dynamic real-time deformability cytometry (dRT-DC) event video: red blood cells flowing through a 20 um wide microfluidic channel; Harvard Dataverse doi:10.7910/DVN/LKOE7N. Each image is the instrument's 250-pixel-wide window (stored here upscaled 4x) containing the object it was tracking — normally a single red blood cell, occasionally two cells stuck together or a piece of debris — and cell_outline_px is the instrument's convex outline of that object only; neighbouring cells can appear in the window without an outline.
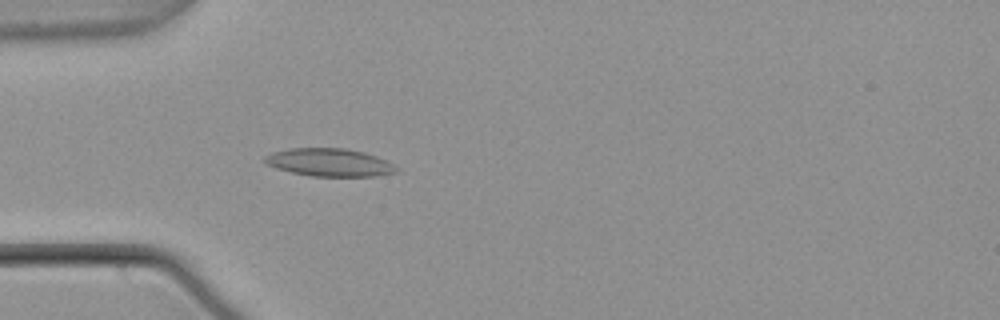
{"species": "common noctule bat (a hibernating species)", "species_latin": "Nyctalus noctula", "temperature_condition": "warm", "stored_images_in_passage": 40, "camera_frame_rate_fps": 3000, "um_per_image_px": 0.085, "animal": {"sex": "male", "body_mass_g": 21.5, "forearm_length_mm": 52.0}, "frame": {"image": 1, "passage_image": 5, "time_ms": 1.333, "image_size_px": [1000, 320], "cell_outline_px": [[396, 172], [372, 176], [312, 176], [292, 172], [276, 168], [268, 164], [264, 160], [264, 156], [272, 152], [288, 148], [344, 148], [364, 152], [376, 156], [392, 164], [396, 168]], "centroid_in_image_um": [27.95, 13.79], "position_along_channel_um": 57.0, "area_um2": 21.1}}
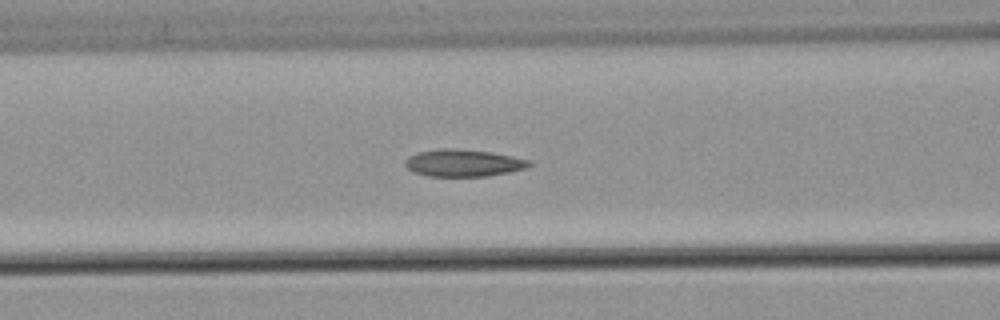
{"frame": {"image": 2, "passage_image": 11, "time_ms": 3.333, "image_size_px": [1000, 320], "cell_outline_px": [[532, 164], [524, 168], [508, 172], [488, 176], [428, 176], [416, 172], [408, 168], [404, 164], [404, 160], [408, 156], [416, 152], [440, 148], [452, 148], [492, 152], [532, 160]], "centroid_in_image_um": [39.37, 13.84], "position_along_channel_um": 127.2, "area_um2": 19.65}}
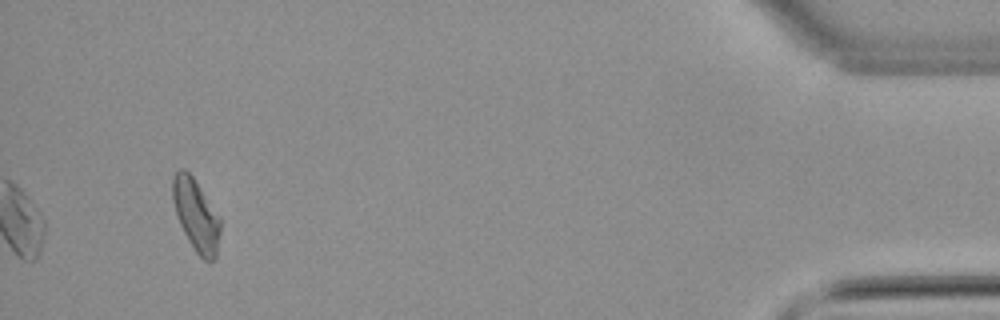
{"frame": {"image": 3, "passage_image": 40, "time_ms": 13.0, "image_size_px": [1000, 320], "cell_outline_px": [[220, 232], [216, 256], [208, 264], [196, 252], [188, 240], [176, 216], [172, 200], [172, 176], [180, 168], [184, 168], [192, 176], [220, 216]], "centroid_in_image_um": [16.65, 18.28], "position_along_channel_um": 418.5, "area_um2": 20.06}, "authors_computed_cell_mechanics": {"area_um2": 19.363, "velocity_mm_per_s": 3.7796, "shape_relaxation_time_tau1_ms": null, "shape_relaxation_time_tau2_ms": 6.3535, "deformation_change_tau1": null, "deformation_change_tau2": 0.1399}}